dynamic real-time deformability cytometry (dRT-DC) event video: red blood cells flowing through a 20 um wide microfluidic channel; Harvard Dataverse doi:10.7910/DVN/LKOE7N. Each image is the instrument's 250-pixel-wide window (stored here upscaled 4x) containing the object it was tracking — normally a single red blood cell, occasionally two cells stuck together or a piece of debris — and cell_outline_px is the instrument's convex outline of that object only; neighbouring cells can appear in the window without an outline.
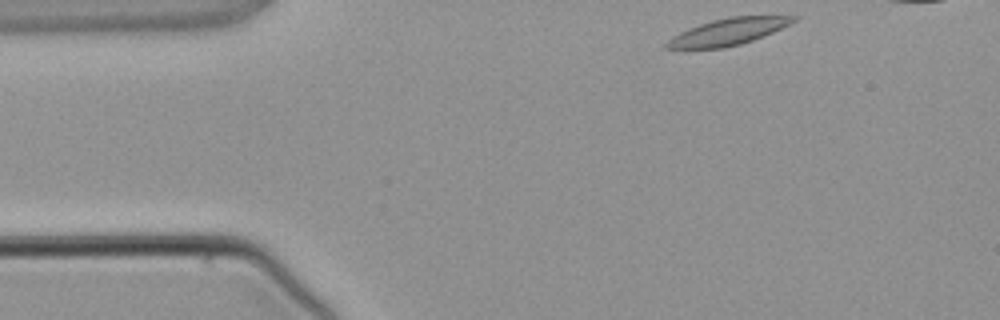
{"species": "common noctule bat (a hibernating species)", "species_latin": "Nyctalus noctula", "temperature_condition": "warm", "stored_images_in_passage": 4, "camera_frame_rate_fps": 3000, "um_per_image_px": 0.085, "animal": {"sex": "male", "body_mass_g": 21.5, "forearm_length_mm": 52.0}, "frame": {"image": 1, "passage_image": 4, "time_ms": 4.333, "image_size_px": [1000, 320], "cell_outline_px": [[800, 16], [796, 20], [764, 36], [740, 44], [724, 48], [664, 48], [664, 44], [672, 36], [688, 28], [712, 20], [728, 16]], "centroid_in_image_um": [61.86, 2.69], "position_along_channel_um": 23.1, "area_um2": 19.48}}